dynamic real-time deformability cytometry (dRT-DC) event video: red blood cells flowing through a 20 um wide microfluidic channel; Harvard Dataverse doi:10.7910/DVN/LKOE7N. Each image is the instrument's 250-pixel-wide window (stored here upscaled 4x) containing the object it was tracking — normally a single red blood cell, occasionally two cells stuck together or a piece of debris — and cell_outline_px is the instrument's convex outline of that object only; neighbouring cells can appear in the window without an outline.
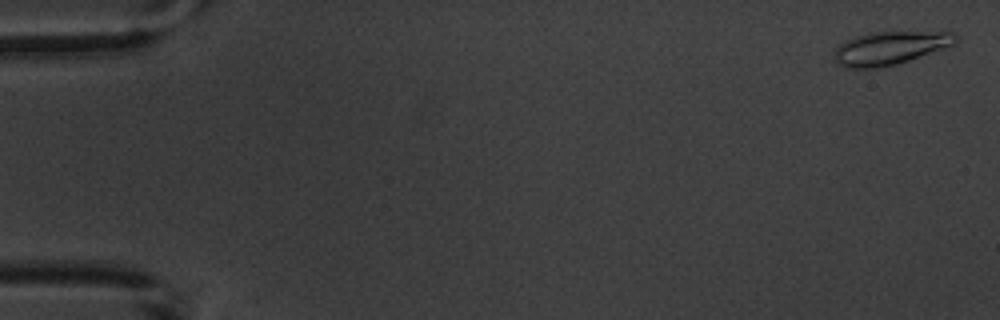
{"species": "common noctule bat (a hibernating species)", "species_latin": "Nyctalus noctula", "temperature_condition": "warm", "stored_images_in_passage": 5, "camera_frame_rate_fps": 3000, "um_per_image_px": 0.085, "animal": {"sex": "male", "body_mass_g": 20.1, "forearm_length_mm": 53.5}, "frame": {"image": 1, "passage_image": 1, "time_ms": 0.0, "image_size_px": [1000, 320], "cell_outline_px": [[960, 40], [956, 44], [896, 64], [876, 68], [844, 68], [832, 60], [836, 48], [840, 44], [856, 36], [868, 32], [952, 32]], "centroid_in_image_um": [75.62, 4.08], "position_along_channel_um": 9.4, "area_um2": 23.47}}